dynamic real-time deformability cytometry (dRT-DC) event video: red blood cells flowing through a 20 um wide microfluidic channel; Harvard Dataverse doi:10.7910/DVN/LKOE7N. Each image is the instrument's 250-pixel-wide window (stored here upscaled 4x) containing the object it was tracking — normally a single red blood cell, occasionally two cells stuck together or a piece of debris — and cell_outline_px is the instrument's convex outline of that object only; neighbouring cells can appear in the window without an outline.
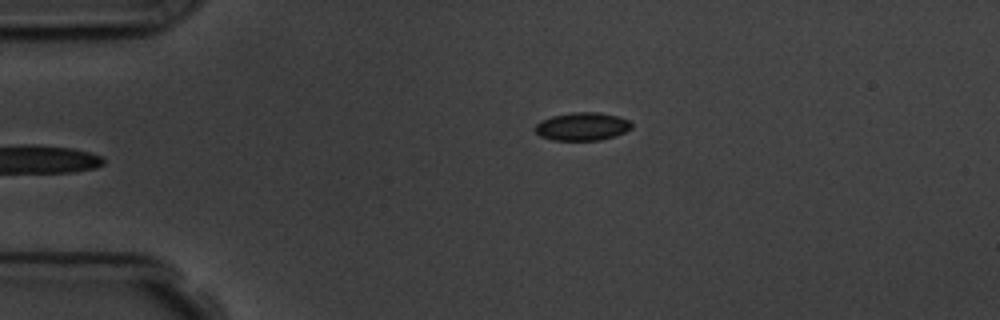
{"species": "common noctule bat (a hibernating species)", "species_latin": "Nyctalus noctula", "temperature_condition": "room temperature", "stored_images_in_passage": 5, "camera_frame_rate_fps": 3000, "um_per_image_px": 0.085, "animal": {"sex": "male", "body_mass_g": 19.5, "forearm_length_mm": 54.6}, "frame": {"image": 1, "passage_image": 5, "time_ms": 4.333, "image_size_px": [1000, 320], "cell_outline_px": [[632, 128], [624, 132], [600, 140], [552, 140], [540, 136], [532, 128], [540, 120], [552, 116], [572, 112], [600, 112], [616, 116], [628, 120], [632, 124]], "centroid_in_image_um": [49.44, 10.74], "position_along_channel_um": 35.6, "area_um2": 15.78}}